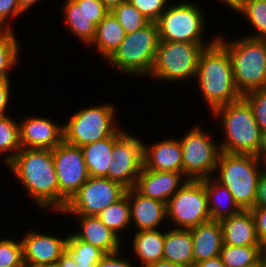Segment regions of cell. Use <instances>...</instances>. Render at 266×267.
I'll return each instance as SVG.
<instances>
[{
  "label": "cell",
  "instance_id": "45",
  "mask_svg": "<svg viewBox=\"0 0 266 267\" xmlns=\"http://www.w3.org/2000/svg\"><path fill=\"white\" fill-rule=\"evenodd\" d=\"M259 160L266 162V132H261L260 144L257 154L255 155Z\"/></svg>",
  "mask_w": 266,
  "mask_h": 267
},
{
  "label": "cell",
  "instance_id": "12",
  "mask_svg": "<svg viewBox=\"0 0 266 267\" xmlns=\"http://www.w3.org/2000/svg\"><path fill=\"white\" fill-rule=\"evenodd\" d=\"M58 180V211L89 179L81 147L73 146L64 140L52 150Z\"/></svg>",
  "mask_w": 266,
  "mask_h": 267
},
{
  "label": "cell",
  "instance_id": "14",
  "mask_svg": "<svg viewBox=\"0 0 266 267\" xmlns=\"http://www.w3.org/2000/svg\"><path fill=\"white\" fill-rule=\"evenodd\" d=\"M143 145L139 139L124 131L113 144V160L106 177L120 183L126 189L135 187L137 177L143 168Z\"/></svg>",
  "mask_w": 266,
  "mask_h": 267
},
{
  "label": "cell",
  "instance_id": "10",
  "mask_svg": "<svg viewBox=\"0 0 266 267\" xmlns=\"http://www.w3.org/2000/svg\"><path fill=\"white\" fill-rule=\"evenodd\" d=\"M168 217L177 229H191L211 220L203 179L187 180L168 200Z\"/></svg>",
  "mask_w": 266,
  "mask_h": 267
},
{
  "label": "cell",
  "instance_id": "46",
  "mask_svg": "<svg viewBox=\"0 0 266 267\" xmlns=\"http://www.w3.org/2000/svg\"><path fill=\"white\" fill-rule=\"evenodd\" d=\"M57 267H78L77 263L74 262L65 252L57 260Z\"/></svg>",
  "mask_w": 266,
  "mask_h": 267
},
{
  "label": "cell",
  "instance_id": "39",
  "mask_svg": "<svg viewBox=\"0 0 266 267\" xmlns=\"http://www.w3.org/2000/svg\"><path fill=\"white\" fill-rule=\"evenodd\" d=\"M254 223L255 229L260 241V244L266 246V207H253L250 209Z\"/></svg>",
  "mask_w": 266,
  "mask_h": 267
},
{
  "label": "cell",
  "instance_id": "18",
  "mask_svg": "<svg viewBox=\"0 0 266 267\" xmlns=\"http://www.w3.org/2000/svg\"><path fill=\"white\" fill-rule=\"evenodd\" d=\"M181 177L185 179L182 183L180 182ZM186 181L187 178L182 173L152 171L142 168L134 188L143 196L157 199L167 204L168 200Z\"/></svg>",
  "mask_w": 266,
  "mask_h": 267
},
{
  "label": "cell",
  "instance_id": "30",
  "mask_svg": "<svg viewBox=\"0 0 266 267\" xmlns=\"http://www.w3.org/2000/svg\"><path fill=\"white\" fill-rule=\"evenodd\" d=\"M64 252L77 263L78 267H95L105 255L99 248L77 239L73 234L67 236Z\"/></svg>",
  "mask_w": 266,
  "mask_h": 267
},
{
  "label": "cell",
  "instance_id": "51",
  "mask_svg": "<svg viewBox=\"0 0 266 267\" xmlns=\"http://www.w3.org/2000/svg\"><path fill=\"white\" fill-rule=\"evenodd\" d=\"M225 2V4H228L231 8H234L241 0H221Z\"/></svg>",
  "mask_w": 266,
  "mask_h": 267
},
{
  "label": "cell",
  "instance_id": "13",
  "mask_svg": "<svg viewBox=\"0 0 266 267\" xmlns=\"http://www.w3.org/2000/svg\"><path fill=\"white\" fill-rule=\"evenodd\" d=\"M125 192V187L107 177H89L61 212L98 216L101 211L120 200Z\"/></svg>",
  "mask_w": 266,
  "mask_h": 267
},
{
  "label": "cell",
  "instance_id": "2",
  "mask_svg": "<svg viewBox=\"0 0 266 267\" xmlns=\"http://www.w3.org/2000/svg\"><path fill=\"white\" fill-rule=\"evenodd\" d=\"M196 77L211 111L242 97L234 83L230 54L218 40L202 51Z\"/></svg>",
  "mask_w": 266,
  "mask_h": 267
},
{
  "label": "cell",
  "instance_id": "26",
  "mask_svg": "<svg viewBox=\"0 0 266 267\" xmlns=\"http://www.w3.org/2000/svg\"><path fill=\"white\" fill-rule=\"evenodd\" d=\"M126 33L118 19L109 12L96 26L95 37L89 45H95L103 58H109L125 39Z\"/></svg>",
  "mask_w": 266,
  "mask_h": 267
},
{
  "label": "cell",
  "instance_id": "28",
  "mask_svg": "<svg viewBox=\"0 0 266 267\" xmlns=\"http://www.w3.org/2000/svg\"><path fill=\"white\" fill-rule=\"evenodd\" d=\"M211 179L212 178L210 177L203 179V185L208 198V209L210 212L211 220L220 221L221 219L230 217L238 213L241 209L235 203L233 195L230 193L229 189L219 183L216 179L215 182L212 183ZM225 201L228 203L229 209L225 208V205L223 208L222 204Z\"/></svg>",
  "mask_w": 266,
  "mask_h": 267
},
{
  "label": "cell",
  "instance_id": "20",
  "mask_svg": "<svg viewBox=\"0 0 266 267\" xmlns=\"http://www.w3.org/2000/svg\"><path fill=\"white\" fill-rule=\"evenodd\" d=\"M180 141L165 139L152 147L143 145V168L152 171L183 174V157Z\"/></svg>",
  "mask_w": 266,
  "mask_h": 267
},
{
  "label": "cell",
  "instance_id": "41",
  "mask_svg": "<svg viewBox=\"0 0 266 267\" xmlns=\"http://www.w3.org/2000/svg\"><path fill=\"white\" fill-rule=\"evenodd\" d=\"M119 253L120 251L105 254L95 267H134L129 261L119 258Z\"/></svg>",
  "mask_w": 266,
  "mask_h": 267
},
{
  "label": "cell",
  "instance_id": "52",
  "mask_svg": "<svg viewBox=\"0 0 266 267\" xmlns=\"http://www.w3.org/2000/svg\"><path fill=\"white\" fill-rule=\"evenodd\" d=\"M263 261H264V264H265V267H266V246L263 247Z\"/></svg>",
  "mask_w": 266,
  "mask_h": 267
},
{
  "label": "cell",
  "instance_id": "3",
  "mask_svg": "<svg viewBox=\"0 0 266 267\" xmlns=\"http://www.w3.org/2000/svg\"><path fill=\"white\" fill-rule=\"evenodd\" d=\"M217 40L230 54L234 83L241 95L266 87L265 39L246 36L229 43L218 36Z\"/></svg>",
  "mask_w": 266,
  "mask_h": 267
},
{
  "label": "cell",
  "instance_id": "40",
  "mask_svg": "<svg viewBox=\"0 0 266 267\" xmlns=\"http://www.w3.org/2000/svg\"><path fill=\"white\" fill-rule=\"evenodd\" d=\"M22 12L20 11L18 0H0V29H3L9 16L20 15Z\"/></svg>",
  "mask_w": 266,
  "mask_h": 267
},
{
  "label": "cell",
  "instance_id": "19",
  "mask_svg": "<svg viewBox=\"0 0 266 267\" xmlns=\"http://www.w3.org/2000/svg\"><path fill=\"white\" fill-rule=\"evenodd\" d=\"M125 194L129 199L131 222L134 221L138 231L158 229L160 222L167 217V204L143 196L134 187L126 189Z\"/></svg>",
  "mask_w": 266,
  "mask_h": 267
},
{
  "label": "cell",
  "instance_id": "17",
  "mask_svg": "<svg viewBox=\"0 0 266 267\" xmlns=\"http://www.w3.org/2000/svg\"><path fill=\"white\" fill-rule=\"evenodd\" d=\"M21 242L24 263L31 265L56 264L64 253L67 237L60 239L31 231L21 239Z\"/></svg>",
  "mask_w": 266,
  "mask_h": 267
},
{
  "label": "cell",
  "instance_id": "21",
  "mask_svg": "<svg viewBox=\"0 0 266 267\" xmlns=\"http://www.w3.org/2000/svg\"><path fill=\"white\" fill-rule=\"evenodd\" d=\"M224 245L231 246H262L258 239L255 223L250 210L220 220Z\"/></svg>",
  "mask_w": 266,
  "mask_h": 267
},
{
  "label": "cell",
  "instance_id": "27",
  "mask_svg": "<svg viewBox=\"0 0 266 267\" xmlns=\"http://www.w3.org/2000/svg\"><path fill=\"white\" fill-rule=\"evenodd\" d=\"M165 232L155 230L137 231L134 236V251L141 259V266L148 267L163 260Z\"/></svg>",
  "mask_w": 266,
  "mask_h": 267
},
{
  "label": "cell",
  "instance_id": "9",
  "mask_svg": "<svg viewBox=\"0 0 266 267\" xmlns=\"http://www.w3.org/2000/svg\"><path fill=\"white\" fill-rule=\"evenodd\" d=\"M194 3L168 6L156 21L160 41L204 44V17Z\"/></svg>",
  "mask_w": 266,
  "mask_h": 267
},
{
  "label": "cell",
  "instance_id": "42",
  "mask_svg": "<svg viewBox=\"0 0 266 267\" xmlns=\"http://www.w3.org/2000/svg\"><path fill=\"white\" fill-rule=\"evenodd\" d=\"M258 184L254 207H266V169L262 168Z\"/></svg>",
  "mask_w": 266,
  "mask_h": 267
},
{
  "label": "cell",
  "instance_id": "16",
  "mask_svg": "<svg viewBox=\"0 0 266 267\" xmlns=\"http://www.w3.org/2000/svg\"><path fill=\"white\" fill-rule=\"evenodd\" d=\"M22 148L53 150L64 140L63 126L51 119L29 117L19 123Z\"/></svg>",
  "mask_w": 266,
  "mask_h": 267
},
{
  "label": "cell",
  "instance_id": "49",
  "mask_svg": "<svg viewBox=\"0 0 266 267\" xmlns=\"http://www.w3.org/2000/svg\"><path fill=\"white\" fill-rule=\"evenodd\" d=\"M39 0H18L20 11L23 13L28 10L35 2Z\"/></svg>",
  "mask_w": 266,
  "mask_h": 267
},
{
  "label": "cell",
  "instance_id": "25",
  "mask_svg": "<svg viewBox=\"0 0 266 267\" xmlns=\"http://www.w3.org/2000/svg\"><path fill=\"white\" fill-rule=\"evenodd\" d=\"M163 259L194 267L193 239L190 229H173L165 232Z\"/></svg>",
  "mask_w": 266,
  "mask_h": 267
},
{
  "label": "cell",
  "instance_id": "53",
  "mask_svg": "<svg viewBox=\"0 0 266 267\" xmlns=\"http://www.w3.org/2000/svg\"><path fill=\"white\" fill-rule=\"evenodd\" d=\"M252 267H265L264 261H262L258 266H252Z\"/></svg>",
  "mask_w": 266,
  "mask_h": 267
},
{
  "label": "cell",
  "instance_id": "37",
  "mask_svg": "<svg viewBox=\"0 0 266 267\" xmlns=\"http://www.w3.org/2000/svg\"><path fill=\"white\" fill-rule=\"evenodd\" d=\"M242 97L250 104L261 132H266V87L251 90Z\"/></svg>",
  "mask_w": 266,
  "mask_h": 267
},
{
  "label": "cell",
  "instance_id": "48",
  "mask_svg": "<svg viewBox=\"0 0 266 267\" xmlns=\"http://www.w3.org/2000/svg\"><path fill=\"white\" fill-rule=\"evenodd\" d=\"M104 7L109 11L112 12L117 6H119L125 0H100Z\"/></svg>",
  "mask_w": 266,
  "mask_h": 267
},
{
  "label": "cell",
  "instance_id": "6",
  "mask_svg": "<svg viewBox=\"0 0 266 267\" xmlns=\"http://www.w3.org/2000/svg\"><path fill=\"white\" fill-rule=\"evenodd\" d=\"M156 22L127 34L116 51L107 59L118 70L131 75H150L159 44Z\"/></svg>",
  "mask_w": 266,
  "mask_h": 267
},
{
  "label": "cell",
  "instance_id": "47",
  "mask_svg": "<svg viewBox=\"0 0 266 267\" xmlns=\"http://www.w3.org/2000/svg\"><path fill=\"white\" fill-rule=\"evenodd\" d=\"M148 267H188V266L177 264L163 259L149 265Z\"/></svg>",
  "mask_w": 266,
  "mask_h": 267
},
{
  "label": "cell",
  "instance_id": "15",
  "mask_svg": "<svg viewBox=\"0 0 266 267\" xmlns=\"http://www.w3.org/2000/svg\"><path fill=\"white\" fill-rule=\"evenodd\" d=\"M64 13L72 34L90 44L95 37L96 26L109 11L100 0H66Z\"/></svg>",
  "mask_w": 266,
  "mask_h": 267
},
{
  "label": "cell",
  "instance_id": "36",
  "mask_svg": "<svg viewBox=\"0 0 266 267\" xmlns=\"http://www.w3.org/2000/svg\"><path fill=\"white\" fill-rule=\"evenodd\" d=\"M22 242L3 239L0 241V267H23Z\"/></svg>",
  "mask_w": 266,
  "mask_h": 267
},
{
  "label": "cell",
  "instance_id": "43",
  "mask_svg": "<svg viewBox=\"0 0 266 267\" xmlns=\"http://www.w3.org/2000/svg\"><path fill=\"white\" fill-rule=\"evenodd\" d=\"M10 96V85L9 79H4L0 81V117L6 116L5 109L8 105Z\"/></svg>",
  "mask_w": 266,
  "mask_h": 267
},
{
  "label": "cell",
  "instance_id": "4",
  "mask_svg": "<svg viewBox=\"0 0 266 267\" xmlns=\"http://www.w3.org/2000/svg\"><path fill=\"white\" fill-rule=\"evenodd\" d=\"M260 160L252 154L221 152L215 179L227 187L241 210L254 207L257 184L261 174ZM258 166V167H257Z\"/></svg>",
  "mask_w": 266,
  "mask_h": 267
},
{
  "label": "cell",
  "instance_id": "35",
  "mask_svg": "<svg viewBox=\"0 0 266 267\" xmlns=\"http://www.w3.org/2000/svg\"><path fill=\"white\" fill-rule=\"evenodd\" d=\"M124 28L126 35L146 27L150 21L125 0L111 12Z\"/></svg>",
  "mask_w": 266,
  "mask_h": 267
},
{
  "label": "cell",
  "instance_id": "38",
  "mask_svg": "<svg viewBox=\"0 0 266 267\" xmlns=\"http://www.w3.org/2000/svg\"><path fill=\"white\" fill-rule=\"evenodd\" d=\"M150 22H156L166 10L168 0H127ZM165 6V7H164Z\"/></svg>",
  "mask_w": 266,
  "mask_h": 267
},
{
  "label": "cell",
  "instance_id": "50",
  "mask_svg": "<svg viewBox=\"0 0 266 267\" xmlns=\"http://www.w3.org/2000/svg\"><path fill=\"white\" fill-rule=\"evenodd\" d=\"M23 267H57L56 264H41V265H31L24 263Z\"/></svg>",
  "mask_w": 266,
  "mask_h": 267
},
{
  "label": "cell",
  "instance_id": "31",
  "mask_svg": "<svg viewBox=\"0 0 266 267\" xmlns=\"http://www.w3.org/2000/svg\"><path fill=\"white\" fill-rule=\"evenodd\" d=\"M97 217L107 228L118 235L119 231L126 229L131 223L128 196L125 194L116 203L101 211Z\"/></svg>",
  "mask_w": 266,
  "mask_h": 267
},
{
  "label": "cell",
  "instance_id": "29",
  "mask_svg": "<svg viewBox=\"0 0 266 267\" xmlns=\"http://www.w3.org/2000/svg\"><path fill=\"white\" fill-rule=\"evenodd\" d=\"M220 257L225 267H252L263 261V246L224 245Z\"/></svg>",
  "mask_w": 266,
  "mask_h": 267
},
{
  "label": "cell",
  "instance_id": "33",
  "mask_svg": "<svg viewBox=\"0 0 266 267\" xmlns=\"http://www.w3.org/2000/svg\"><path fill=\"white\" fill-rule=\"evenodd\" d=\"M233 9L246 16L259 33L248 37L266 38V0H241Z\"/></svg>",
  "mask_w": 266,
  "mask_h": 267
},
{
  "label": "cell",
  "instance_id": "24",
  "mask_svg": "<svg viewBox=\"0 0 266 267\" xmlns=\"http://www.w3.org/2000/svg\"><path fill=\"white\" fill-rule=\"evenodd\" d=\"M124 132L118 129L112 136L82 146V152L90 177H106L112 159L114 142Z\"/></svg>",
  "mask_w": 266,
  "mask_h": 267
},
{
  "label": "cell",
  "instance_id": "1",
  "mask_svg": "<svg viewBox=\"0 0 266 267\" xmlns=\"http://www.w3.org/2000/svg\"><path fill=\"white\" fill-rule=\"evenodd\" d=\"M8 166L39 206H52L58 211V180L52 150L22 148Z\"/></svg>",
  "mask_w": 266,
  "mask_h": 267
},
{
  "label": "cell",
  "instance_id": "8",
  "mask_svg": "<svg viewBox=\"0 0 266 267\" xmlns=\"http://www.w3.org/2000/svg\"><path fill=\"white\" fill-rule=\"evenodd\" d=\"M114 112L110 104L79 110L63 125L64 141L82 147L112 136L118 130L112 122Z\"/></svg>",
  "mask_w": 266,
  "mask_h": 267
},
{
  "label": "cell",
  "instance_id": "7",
  "mask_svg": "<svg viewBox=\"0 0 266 267\" xmlns=\"http://www.w3.org/2000/svg\"><path fill=\"white\" fill-rule=\"evenodd\" d=\"M189 42L159 41L150 75L167 81H180L196 77L197 66L202 51L211 46Z\"/></svg>",
  "mask_w": 266,
  "mask_h": 267
},
{
  "label": "cell",
  "instance_id": "22",
  "mask_svg": "<svg viewBox=\"0 0 266 267\" xmlns=\"http://www.w3.org/2000/svg\"><path fill=\"white\" fill-rule=\"evenodd\" d=\"M193 239L194 266L201 261L220 255L223 246L219 220H209L190 229Z\"/></svg>",
  "mask_w": 266,
  "mask_h": 267
},
{
  "label": "cell",
  "instance_id": "11",
  "mask_svg": "<svg viewBox=\"0 0 266 267\" xmlns=\"http://www.w3.org/2000/svg\"><path fill=\"white\" fill-rule=\"evenodd\" d=\"M200 129L193 127L179 140L183 155V175L187 180L209 178L215 172L222 152L220 145L215 144L210 135Z\"/></svg>",
  "mask_w": 266,
  "mask_h": 267
},
{
  "label": "cell",
  "instance_id": "5",
  "mask_svg": "<svg viewBox=\"0 0 266 267\" xmlns=\"http://www.w3.org/2000/svg\"><path fill=\"white\" fill-rule=\"evenodd\" d=\"M213 114L222 117L225 129V141L220 144L222 152L257 154L261 131L250 104L243 97L216 108Z\"/></svg>",
  "mask_w": 266,
  "mask_h": 267
},
{
  "label": "cell",
  "instance_id": "34",
  "mask_svg": "<svg viewBox=\"0 0 266 267\" xmlns=\"http://www.w3.org/2000/svg\"><path fill=\"white\" fill-rule=\"evenodd\" d=\"M9 116L0 117V153L11 154L5 157L8 164L22 149L20 143L19 123ZM13 152V153H12Z\"/></svg>",
  "mask_w": 266,
  "mask_h": 267
},
{
  "label": "cell",
  "instance_id": "32",
  "mask_svg": "<svg viewBox=\"0 0 266 267\" xmlns=\"http://www.w3.org/2000/svg\"><path fill=\"white\" fill-rule=\"evenodd\" d=\"M11 25L0 29V81L8 79L9 68L15 67L20 47Z\"/></svg>",
  "mask_w": 266,
  "mask_h": 267
},
{
  "label": "cell",
  "instance_id": "44",
  "mask_svg": "<svg viewBox=\"0 0 266 267\" xmlns=\"http://www.w3.org/2000/svg\"><path fill=\"white\" fill-rule=\"evenodd\" d=\"M194 267H225L220 255L197 263Z\"/></svg>",
  "mask_w": 266,
  "mask_h": 267
},
{
  "label": "cell",
  "instance_id": "23",
  "mask_svg": "<svg viewBox=\"0 0 266 267\" xmlns=\"http://www.w3.org/2000/svg\"><path fill=\"white\" fill-rule=\"evenodd\" d=\"M76 216L81 221L83 231L73 234L77 239L99 248L105 254L120 251V236L107 228L97 216Z\"/></svg>",
  "mask_w": 266,
  "mask_h": 267
}]
</instances>
